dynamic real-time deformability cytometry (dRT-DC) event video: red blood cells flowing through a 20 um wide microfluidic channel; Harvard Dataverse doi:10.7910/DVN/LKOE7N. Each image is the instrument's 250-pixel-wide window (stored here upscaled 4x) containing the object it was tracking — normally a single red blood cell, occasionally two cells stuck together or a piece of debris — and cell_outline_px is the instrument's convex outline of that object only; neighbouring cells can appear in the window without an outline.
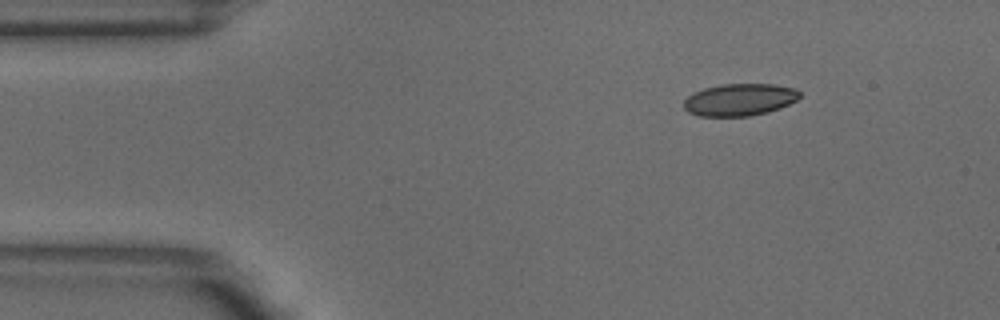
{"species": "common noctule bat (a hibernating species)", "species_latin": "Nyctalus noctula", "temperature_condition": "warm", "stored_images_in_passage": 4, "camera_frame_rate_fps": 3000, "um_per_image_px": 0.085, "animal": {"sex": "male", "body_mass_g": 18.8}, "frame": {"image": 1, "passage_image": 1, "time_ms": 0.0, "image_size_px": [1000, 320], "cell_outline_px": [[800, 96], [796, 100], [780, 108], [768, 112], [748, 116], [700, 116], [688, 112], [684, 108], [684, 100], [688, 96], [704, 88], [724, 84], [772, 84], [796, 88], [800, 92]], "centroid_in_image_um": [62.88, 8.47], "position_along_channel_um": 22.1, "area_um2": 21.62}}
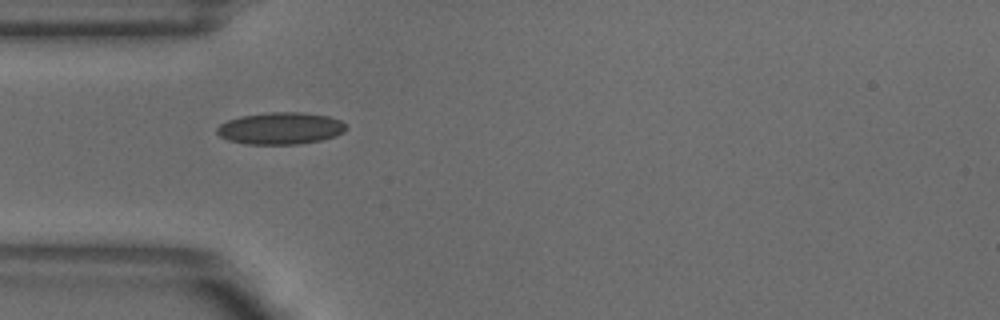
{"frame": {"image": 2, "passage_image": 3, "time_ms": 0.667, "image_size_px": [1000, 320], "cell_outline_px": [[344, 132], [320, 140], [296, 144], [248, 144], [228, 140], [220, 136], [216, 132], [216, 128], [220, 124], [228, 120], [240, 116], [268, 112], [300, 112], [328, 116], [340, 120], [344, 124]], "centroid_in_image_um": [23.79, 10.9], "position_along_channel_um": 61.2, "area_um2": 23.81}}